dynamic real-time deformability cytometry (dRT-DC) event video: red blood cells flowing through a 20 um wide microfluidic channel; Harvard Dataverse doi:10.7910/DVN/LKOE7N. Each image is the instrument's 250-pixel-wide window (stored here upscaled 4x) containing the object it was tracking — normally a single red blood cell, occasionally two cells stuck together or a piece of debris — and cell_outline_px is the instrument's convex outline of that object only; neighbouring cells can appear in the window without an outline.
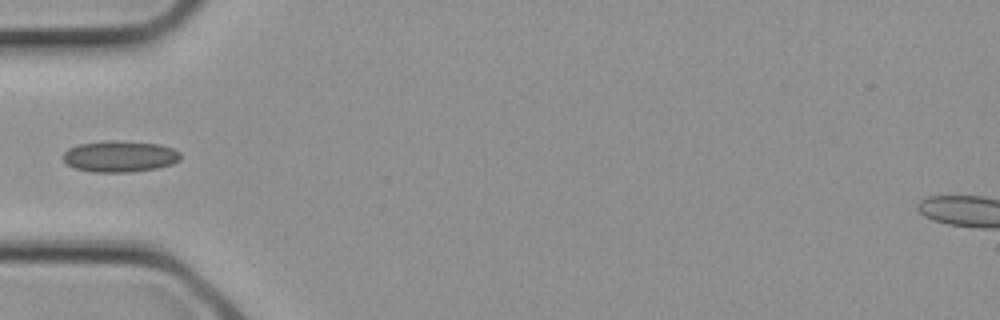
{"species": "common noctule bat (a hibernating species)", "species_latin": "Nyctalus noctula", "temperature_condition": "cold", "stored_images_in_passage": 4, "camera_frame_rate_fps": 3000, "um_per_image_px": 0.085, "animal": {"sex": "female", "body_mass_g": 21.9}, "frame": {"image": 1, "passage_image": 4, "time_ms": 1.0, "image_size_px": [1000, 320], "cell_outline_px": [[180, 160], [172, 164], [156, 168], [132, 172], [92, 172], [76, 168], [68, 164], [64, 160], [64, 152], [68, 148], [80, 144], [112, 140], [116, 140], [160, 144], [172, 148], [180, 152]], "centroid_in_image_um": [10.21, 13.29], "position_along_channel_um": 74.8, "area_um2": 21.33}}